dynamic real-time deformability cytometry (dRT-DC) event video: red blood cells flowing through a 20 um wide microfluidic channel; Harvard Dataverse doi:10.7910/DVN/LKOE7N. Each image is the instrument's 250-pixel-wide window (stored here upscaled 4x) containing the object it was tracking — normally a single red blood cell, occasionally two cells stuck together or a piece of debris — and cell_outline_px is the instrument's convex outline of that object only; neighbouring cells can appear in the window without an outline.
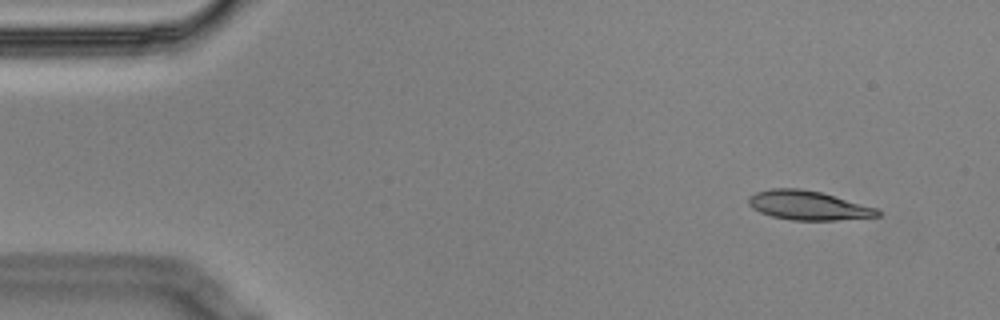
{"species": "Egyptian fruit bat (a non-hibernating species)", "species_latin": "Rousettus aegyptiacus", "temperature_condition": "cold", "stored_images_in_passage": 4, "camera_frame_rate_fps": 3000, "um_per_image_px": 0.085, "animal": {"sex": "male"}, "frame": {"image": 1, "passage_image": 1, "time_ms": 0.0, "image_size_px": [1000, 320], "cell_outline_px": [[880, 216], [836, 220], [792, 220], [772, 216], [760, 212], [752, 208], [748, 204], [748, 196], [756, 192], [772, 188], [800, 188], [820, 192], [876, 208], [880, 212]], "centroid_in_image_um": [68.64, 17.45], "position_along_channel_um": 16.4, "area_um2": 21.73}}